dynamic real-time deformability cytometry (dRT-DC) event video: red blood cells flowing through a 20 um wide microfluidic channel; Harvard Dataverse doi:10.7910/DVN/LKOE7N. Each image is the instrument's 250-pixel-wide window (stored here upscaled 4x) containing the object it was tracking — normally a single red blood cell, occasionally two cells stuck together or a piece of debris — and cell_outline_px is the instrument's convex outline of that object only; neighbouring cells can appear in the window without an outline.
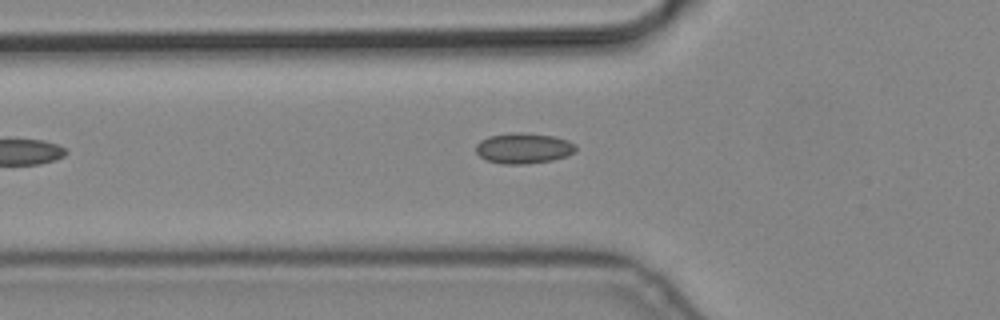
{"species": "common noctule bat (a hibernating species)", "species_latin": "Nyctalus noctula", "temperature_condition": "cold", "stored_images_in_passage": 5, "camera_frame_rate_fps": 3000, "um_per_image_px": 0.085, "animal": {"sex": "male", "body_mass_g": 19.2, "forearm_length_mm": 51.8}, "frame": {"image": 1, "passage_image": 3, "time_ms": 0.667, "image_size_px": [1000, 320], "cell_outline_px": [[576, 152], [568, 156], [552, 160], [524, 164], [504, 164], [488, 160], [480, 156], [476, 152], [476, 144], [480, 140], [488, 136], [512, 132], [520, 132], [556, 136], [568, 140], [576, 144]], "centroid_in_image_um": [44.53, 12.59], "position_along_channel_um": 81.3, "area_um2": 17.98}}
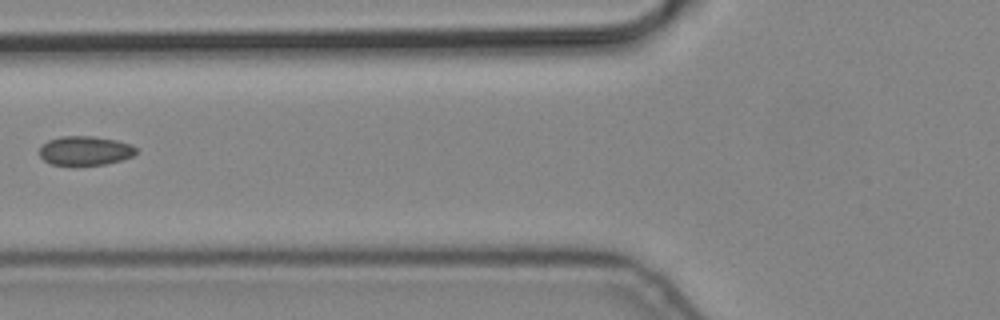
{"frame": {"image": 2, "passage_image": 4, "time_ms": 1.0, "image_size_px": [1000, 320], "cell_outline_px": [[136, 152], [132, 156], [120, 160], [104, 164], [76, 168], [72, 168], [52, 164], [44, 160], [40, 156], [40, 148], [48, 140], [60, 136], [92, 136], [116, 140], [132, 144], [136, 148]], "centroid_in_image_um": [7.2, 12.85], "position_along_channel_um": 118.6, "area_um2": 16.94}}
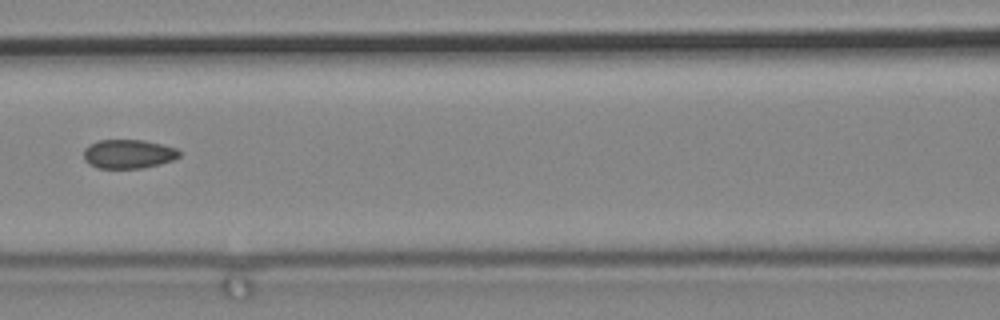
{"frame": {"image": 3, "passage_image": 5, "time_ms": 1.333, "image_size_px": [1000, 320], "cell_outline_px": [[180, 156], [172, 160], [160, 164], [144, 168], [96, 168], [88, 164], [84, 160], [84, 148], [88, 144], [100, 140], [144, 140], [176, 148], [180, 152]], "centroid_in_image_um": [10.88, 13.09], "position_along_channel_um": 155.7, "area_um2": 16.24}}